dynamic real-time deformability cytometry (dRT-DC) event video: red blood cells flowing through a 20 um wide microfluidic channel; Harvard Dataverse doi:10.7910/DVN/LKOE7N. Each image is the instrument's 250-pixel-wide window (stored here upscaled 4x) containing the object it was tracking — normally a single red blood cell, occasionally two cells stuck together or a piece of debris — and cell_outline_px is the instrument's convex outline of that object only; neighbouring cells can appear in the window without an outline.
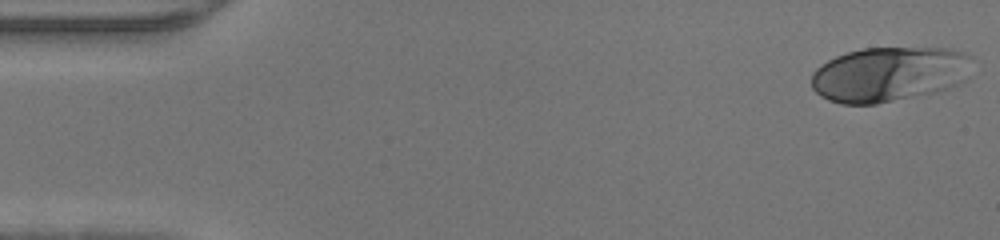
{"species": "human", "species_latin": "Homo sapiens", "temperature_condition": "warm", "stored_images_in_passage": 46, "camera_frame_rate_fps": 3000, "um_per_image_px": 0.085, "donor": {"sex": "male"}, "frame": {"image": 1, "passage_image": 1, "time_ms": 0.0, "image_size_px": [1000, 240], "cell_outline_px": [[972, 56], [968, 80], [960, 84], [932, 92], [876, 104], [840, 104], [828, 100], [820, 96], [812, 88], [812, 72], [820, 64], [836, 56], [848, 52], [864, 48], [952, 48], [968, 52]], "centroid_in_image_um": [75.6, 6.29], "position_along_channel_um": 9.4, "area_um2": 51.85}}
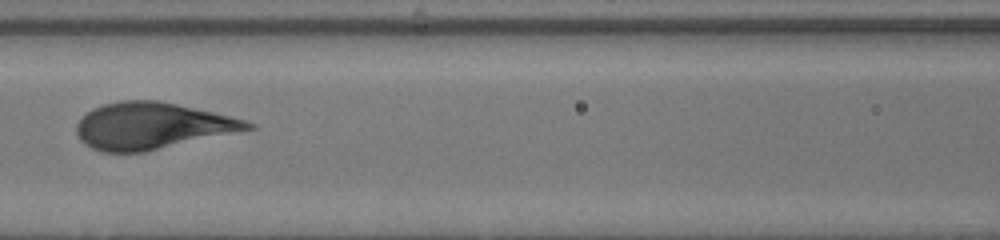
{"frame": {"image": 2, "passage_image": 20, "time_ms": 6.333, "image_size_px": [1000, 240], "cell_outline_px": [[256, 128], [144, 152], [100, 152], [84, 144], [80, 140], [76, 132], [76, 124], [92, 108], [104, 104], [120, 100], [160, 100], [212, 112], [244, 120], [256, 124]], "centroid_in_image_um": [12.88, 10.7], "position_along_channel_um": 153.7, "area_um2": 46.24}}
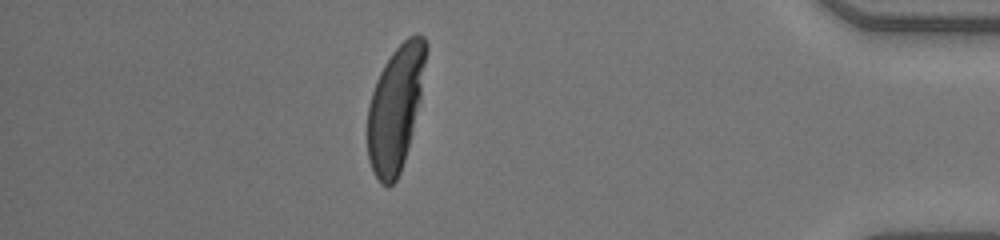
{"frame": {"image": 3, "passage_image": 40, "time_ms": 13.0, "image_size_px": [1000, 240], "cell_outline_px": [[428, 48], [420, 100], [404, 160], [400, 172], [396, 180], [388, 188], [380, 184], [372, 172], [368, 160], [368, 104], [376, 80], [384, 64], [392, 52], [408, 36], [416, 32], [424, 36], [428, 44]], "centroid_in_image_um": [33.62, 9.17], "position_along_channel_um": 401.6, "area_um2": 42.66}}